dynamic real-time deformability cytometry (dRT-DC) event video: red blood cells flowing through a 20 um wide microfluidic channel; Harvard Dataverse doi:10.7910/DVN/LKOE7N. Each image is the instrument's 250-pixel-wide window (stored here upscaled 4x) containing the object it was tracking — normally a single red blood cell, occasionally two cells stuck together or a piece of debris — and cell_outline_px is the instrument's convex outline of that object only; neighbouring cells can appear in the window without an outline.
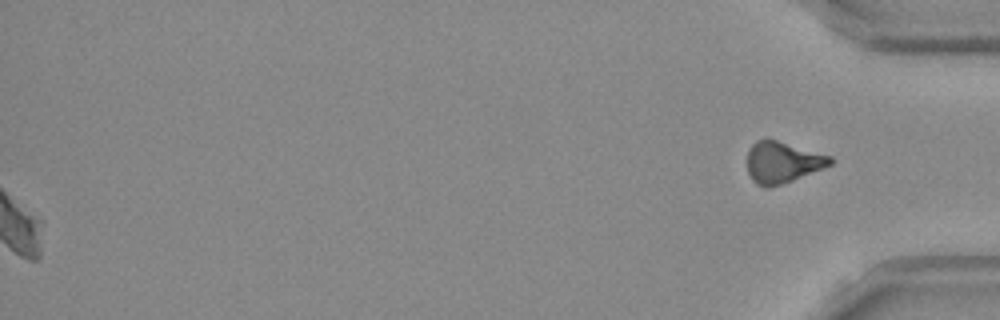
{"species": "Egyptian fruit bat (a non-hibernating species)", "species_latin": "Rousettus aegyptiacus", "temperature_condition": "room temperature", "stored_images_in_passage": 54, "segment_of_instrument_passage": [2, 2], "camera_frame_rate_fps": 3000, "um_per_image_px": 0.085, "frame": {"image": 1, "passage_image": 54, "time_ms": 17.667, "image_size_px": [1000, 320], "cell_outline_px": [[832, 164], [792, 180], [768, 188], [756, 184], [752, 180], [748, 172], [748, 148], [756, 140], [764, 136], [768, 136], [832, 156]], "centroid_in_image_um": [66.47, 13.73], "position_along_channel_um": 368.7, "area_um2": 20.35}}